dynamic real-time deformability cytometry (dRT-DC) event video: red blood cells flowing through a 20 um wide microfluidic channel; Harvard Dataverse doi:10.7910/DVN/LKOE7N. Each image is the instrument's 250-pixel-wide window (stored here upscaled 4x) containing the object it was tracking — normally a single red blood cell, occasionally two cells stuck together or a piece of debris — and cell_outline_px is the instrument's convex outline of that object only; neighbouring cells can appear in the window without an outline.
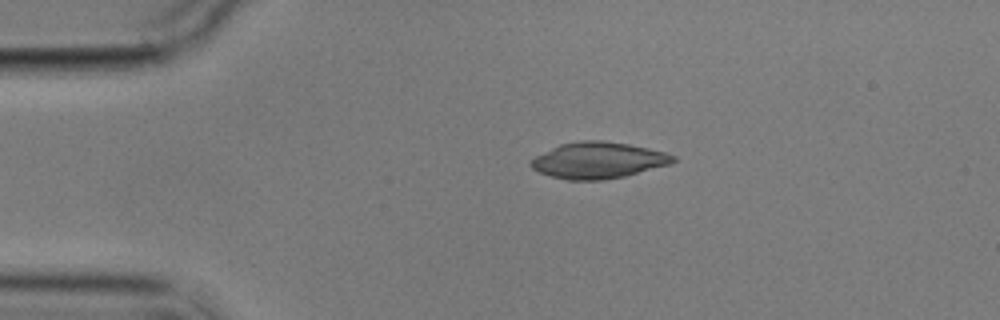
{"species": "common noctule bat (a hibernating species)", "species_latin": "Nyctalus noctula", "temperature_condition": "cold", "stored_images_in_passage": 5, "segment_of_instrument_passage": [2, 2], "camera_frame_rate_fps": 3000, "um_per_image_px": 0.085, "animal": {"sex": "male", "body_mass_g": 17.9}, "frame": {"image": 1, "passage_image": 5, "time_ms": 6.0, "image_size_px": [1000, 320], "cell_outline_px": [[676, 160], [672, 164], [624, 176], [604, 180], [568, 180], [552, 176], [540, 172], [532, 168], [528, 164], [536, 156], [560, 144], [580, 140], [600, 140], [628, 144], [648, 148], [664, 152], [676, 156]], "centroid_in_image_um": [50.87, 13.63], "position_along_channel_um": 34.1, "area_um2": 29.94}}